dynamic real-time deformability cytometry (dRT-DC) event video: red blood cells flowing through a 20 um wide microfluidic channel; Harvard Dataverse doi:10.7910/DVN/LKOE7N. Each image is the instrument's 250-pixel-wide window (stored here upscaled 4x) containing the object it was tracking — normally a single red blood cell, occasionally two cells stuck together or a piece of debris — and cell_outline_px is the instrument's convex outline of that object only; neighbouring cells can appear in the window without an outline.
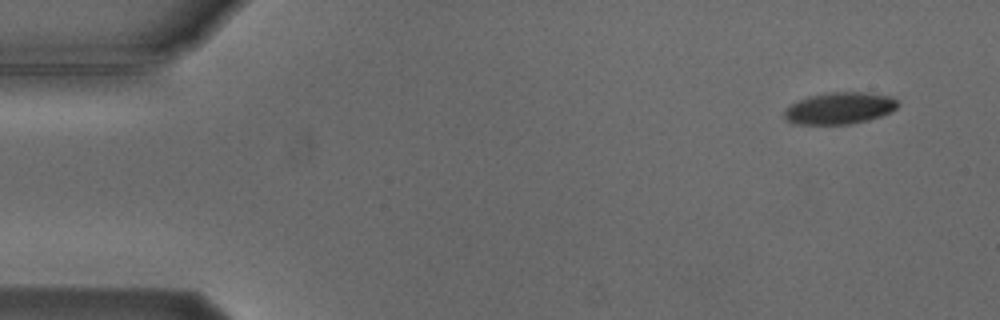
{"species": "Egyptian fruit bat (a non-hibernating species)", "species_latin": "Rousettus aegyptiacus", "temperature_condition": "cold", "stored_images_in_passage": 5, "camera_frame_rate_fps": 3000, "um_per_image_px": 0.085, "animal": {"sex": "male"}, "frame": {"image": 1, "passage_image": 1, "time_ms": 0.0, "image_size_px": [1000, 320], "cell_outline_px": [[900, 104], [896, 108], [880, 116], [868, 120], [852, 124], [796, 124], [788, 120], [784, 116], [784, 112], [792, 104], [800, 100], [812, 96], [832, 92], [864, 92], [892, 96]], "centroid_in_image_um": [71.41, 9.2], "position_along_channel_um": 13.6, "area_um2": 20.69}}
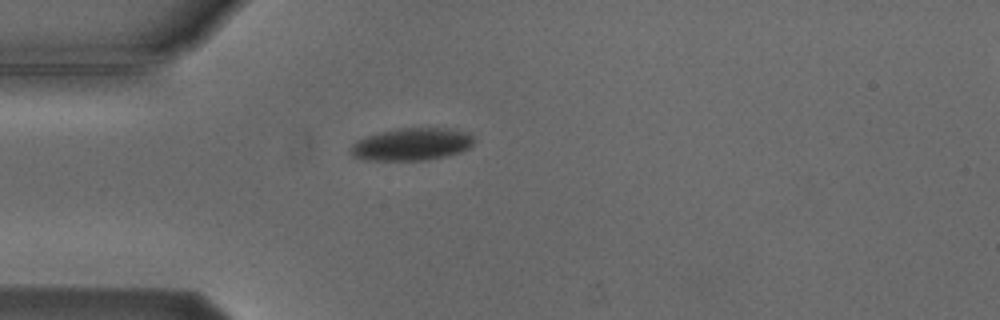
{"frame": {"image": 2, "passage_image": 4, "time_ms": 3.667, "image_size_px": [1000, 320], "cell_outline_px": [[472, 144], [468, 148], [460, 152], [448, 156], [428, 160], [368, 160], [352, 156], [352, 144], [368, 136], [396, 128], [448, 128], [468, 132], [472, 136]], "centroid_in_image_um": [35.04, 12.26], "position_along_channel_um": 50.0, "area_um2": 23.06}}